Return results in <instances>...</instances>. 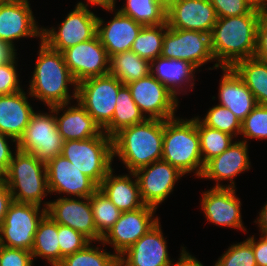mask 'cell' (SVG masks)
<instances>
[{
    "label": "cell",
    "instance_id": "1",
    "mask_svg": "<svg viewBox=\"0 0 267 266\" xmlns=\"http://www.w3.org/2000/svg\"><path fill=\"white\" fill-rule=\"evenodd\" d=\"M267 7L257 5L241 16L218 18L210 34L213 68L232 67L237 61L255 56L257 25Z\"/></svg>",
    "mask_w": 267,
    "mask_h": 266
},
{
    "label": "cell",
    "instance_id": "2",
    "mask_svg": "<svg viewBox=\"0 0 267 266\" xmlns=\"http://www.w3.org/2000/svg\"><path fill=\"white\" fill-rule=\"evenodd\" d=\"M38 58L29 81L31 98L43 102L48 108L77 100V83L72 77L63 54L40 40ZM69 85L73 86L72 95Z\"/></svg>",
    "mask_w": 267,
    "mask_h": 266
},
{
    "label": "cell",
    "instance_id": "3",
    "mask_svg": "<svg viewBox=\"0 0 267 266\" xmlns=\"http://www.w3.org/2000/svg\"><path fill=\"white\" fill-rule=\"evenodd\" d=\"M164 120L145 119L121 129L112 137L113 157L122 161L128 172L162 160Z\"/></svg>",
    "mask_w": 267,
    "mask_h": 266
},
{
    "label": "cell",
    "instance_id": "4",
    "mask_svg": "<svg viewBox=\"0 0 267 266\" xmlns=\"http://www.w3.org/2000/svg\"><path fill=\"white\" fill-rule=\"evenodd\" d=\"M162 160L169 162L184 175L193 172L200 179L204 163L200 152L196 117H174L164 120Z\"/></svg>",
    "mask_w": 267,
    "mask_h": 266
},
{
    "label": "cell",
    "instance_id": "5",
    "mask_svg": "<svg viewBox=\"0 0 267 266\" xmlns=\"http://www.w3.org/2000/svg\"><path fill=\"white\" fill-rule=\"evenodd\" d=\"M3 181L12 195L13 201L41 203L50 192L48 188L46 164L38 161L34 155L24 153L15 147V153Z\"/></svg>",
    "mask_w": 267,
    "mask_h": 266
},
{
    "label": "cell",
    "instance_id": "6",
    "mask_svg": "<svg viewBox=\"0 0 267 266\" xmlns=\"http://www.w3.org/2000/svg\"><path fill=\"white\" fill-rule=\"evenodd\" d=\"M61 154L98 186L113 169V141L104 132L85 140L64 141Z\"/></svg>",
    "mask_w": 267,
    "mask_h": 266
},
{
    "label": "cell",
    "instance_id": "7",
    "mask_svg": "<svg viewBox=\"0 0 267 266\" xmlns=\"http://www.w3.org/2000/svg\"><path fill=\"white\" fill-rule=\"evenodd\" d=\"M48 109L49 113L32 114L29 124L17 142L18 150L34 155L38 161L45 164L62 153L64 143L54 111Z\"/></svg>",
    "mask_w": 267,
    "mask_h": 266
},
{
    "label": "cell",
    "instance_id": "8",
    "mask_svg": "<svg viewBox=\"0 0 267 266\" xmlns=\"http://www.w3.org/2000/svg\"><path fill=\"white\" fill-rule=\"evenodd\" d=\"M45 215L44 206L12 201L0 224V245L31 251L38 224Z\"/></svg>",
    "mask_w": 267,
    "mask_h": 266
},
{
    "label": "cell",
    "instance_id": "9",
    "mask_svg": "<svg viewBox=\"0 0 267 266\" xmlns=\"http://www.w3.org/2000/svg\"><path fill=\"white\" fill-rule=\"evenodd\" d=\"M123 85L110 73L77 84V100L103 130L114 114L116 97Z\"/></svg>",
    "mask_w": 267,
    "mask_h": 266
},
{
    "label": "cell",
    "instance_id": "10",
    "mask_svg": "<svg viewBox=\"0 0 267 266\" xmlns=\"http://www.w3.org/2000/svg\"><path fill=\"white\" fill-rule=\"evenodd\" d=\"M98 16L85 7L75 6L59 27H42V41L50 48L63 52L97 35Z\"/></svg>",
    "mask_w": 267,
    "mask_h": 266
},
{
    "label": "cell",
    "instance_id": "11",
    "mask_svg": "<svg viewBox=\"0 0 267 266\" xmlns=\"http://www.w3.org/2000/svg\"><path fill=\"white\" fill-rule=\"evenodd\" d=\"M126 85L146 119L167 120L176 117L179 99L151 73Z\"/></svg>",
    "mask_w": 267,
    "mask_h": 266
},
{
    "label": "cell",
    "instance_id": "12",
    "mask_svg": "<svg viewBox=\"0 0 267 266\" xmlns=\"http://www.w3.org/2000/svg\"><path fill=\"white\" fill-rule=\"evenodd\" d=\"M161 56L184 60L197 70L208 62H214L210 34L168 27L163 39Z\"/></svg>",
    "mask_w": 267,
    "mask_h": 266
},
{
    "label": "cell",
    "instance_id": "13",
    "mask_svg": "<svg viewBox=\"0 0 267 266\" xmlns=\"http://www.w3.org/2000/svg\"><path fill=\"white\" fill-rule=\"evenodd\" d=\"M45 202V203H44ZM46 214L59 225L69 226L94 243L102 241L98 234L90 203V197H58L55 201H44Z\"/></svg>",
    "mask_w": 267,
    "mask_h": 266
},
{
    "label": "cell",
    "instance_id": "14",
    "mask_svg": "<svg viewBox=\"0 0 267 266\" xmlns=\"http://www.w3.org/2000/svg\"><path fill=\"white\" fill-rule=\"evenodd\" d=\"M155 213L156 209L147 205L122 212L100 243L103 247L112 245L114 253L119 257L159 221L160 217L154 216Z\"/></svg>",
    "mask_w": 267,
    "mask_h": 266
},
{
    "label": "cell",
    "instance_id": "15",
    "mask_svg": "<svg viewBox=\"0 0 267 266\" xmlns=\"http://www.w3.org/2000/svg\"><path fill=\"white\" fill-rule=\"evenodd\" d=\"M64 61L78 84L83 80L109 73L110 57L96 35L94 38L65 49Z\"/></svg>",
    "mask_w": 267,
    "mask_h": 266
},
{
    "label": "cell",
    "instance_id": "16",
    "mask_svg": "<svg viewBox=\"0 0 267 266\" xmlns=\"http://www.w3.org/2000/svg\"><path fill=\"white\" fill-rule=\"evenodd\" d=\"M144 205L155 209L174 191V186L184 174L164 160L154 161L134 172Z\"/></svg>",
    "mask_w": 267,
    "mask_h": 266
},
{
    "label": "cell",
    "instance_id": "17",
    "mask_svg": "<svg viewBox=\"0 0 267 266\" xmlns=\"http://www.w3.org/2000/svg\"><path fill=\"white\" fill-rule=\"evenodd\" d=\"M50 194H66L67 197H90L99 186L83 174L62 154L46 164ZM69 195V196H68Z\"/></svg>",
    "mask_w": 267,
    "mask_h": 266
},
{
    "label": "cell",
    "instance_id": "18",
    "mask_svg": "<svg viewBox=\"0 0 267 266\" xmlns=\"http://www.w3.org/2000/svg\"><path fill=\"white\" fill-rule=\"evenodd\" d=\"M30 1L0 2V40L15 48L20 38H40V28L29 4Z\"/></svg>",
    "mask_w": 267,
    "mask_h": 266
},
{
    "label": "cell",
    "instance_id": "19",
    "mask_svg": "<svg viewBox=\"0 0 267 266\" xmlns=\"http://www.w3.org/2000/svg\"><path fill=\"white\" fill-rule=\"evenodd\" d=\"M237 188H210L202 193L201 209L210 223L244 232L241 215V201L236 195Z\"/></svg>",
    "mask_w": 267,
    "mask_h": 266
},
{
    "label": "cell",
    "instance_id": "20",
    "mask_svg": "<svg viewBox=\"0 0 267 266\" xmlns=\"http://www.w3.org/2000/svg\"><path fill=\"white\" fill-rule=\"evenodd\" d=\"M248 153V141H234L232 145L217 157L209 160L205 165L200 178L215 180L214 188H235V177L248 172L251 168ZM229 181V185L220 184Z\"/></svg>",
    "mask_w": 267,
    "mask_h": 266
},
{
    "label": "cell",
    "instance_id": "21",
    "mask_svg": "<svg viewBox=\"0 0 267 266\" xmlns=\"http://www.w3.org/2000/svg\"><path fill=\"white\" fill-rule=\"evenodd\" d=\"M160 220L119 256L121 266H174Z\"/></svg>",
    "mask_w": 267,
    "mask_h": 266
},
{
    "label": "cell",
    "instance_id": "22",
    "mask_svg": "<svg viewBox=\"0 0 267 266\" xmlns=\"http://www.w3.org/2000/svg\"><path fill=\"white\" fill-rule=\"evenodd\" d=\"M217 19L209 0H178L166 9V23L175 29L211 34Z\"/></svg>",
    "mask_w": 267,
    "mask_h": 266
},
{
    "label": "cell",
    "instance_id": "23",
    "mask_svg": "<svg viewBox=\"0 0 267 266\" xmlns=\"http://www.w3.org/2000/svg\"><path fill=\"white\" fill-rule=\"evenodd\" d=\"M114 17L105 23L98 17L97 35L108 56L131 50L132 44L143 25L115 9ZM105 23V24H104Z\"/></svg>",
    "mask_w": 267,
    "mask_h": 266
},
{
    "label": "cell",
    "instance_id": "24",
    "mask_svg": "<svg viewBox=\"0 0 267 266\" xmlns=\"http://www.w3.org/2000/svg\"><path fill=\"white\" fill-rule=\"evenodd\" d=\"M76 101L77 104L72 106L71 103H66L50 107L54 111L61 137L64 141H69L85 140L99 136L103 130L87 113L78 100Z\"/></svg>",
    "mask_w": 267,
    "mask_h": 266
},
{
    "label": "cell",
    "instance_id": "25",
    "mask_svg": "<svg viewBox=\"0 0 267 266\" xmlns=\"http://www.w3.org/2000/svg\"><path fill=\"white\" fill-rule=\"evenodd\" d=\"M219 83V105L231 110L242 122L258 105L255 96L231 67H223Z\"/></svg>",
    "mask_w": 267,
    "mask_h": 266
},
{
    "label": "cell",
    "instance_id": "26",
    "mask_svg": "<svg viewBox=\"0 0 267 266\" xmlns=\"http://www.w3.org/2000/svg\"><path fill=\"white\" fill-rule=\"evenodd\" d=\"M27 94L21 90L9 95H0V133L16 142L23 135L30 117L35 112L28 101L30 94Z\"/></svg>",
    "mask_w": 267,
    "mask_h": 266
},
{
    "label": "cell",
    "instance_id": "27",
    "mask_svg": "<svg viewBox=\"0 0 267 266\" xmlns=\"http://www.w3.org/2000/svg\"><path fill=\"white\" fill-rule=\"evenodd\" d=\"M196 69L194 65L187 61L162 56L157 57L150 63V73L165 85L176 98L181 92L187 93V88H189V92L194 88L196 81L194 73L198 71Z\"/></svg>",
    "mask_w": 267,
    "mask_h": 266
},
{
    "label": "cell",
    "instance_id": "28",
    "mask_svg": "<svg viewBox=\"0 0 267 266\" xmlns=\"http://www.w3.org/2000/svg\"><path fill=\"white\" fill-rule=\"evenodd\" d=\"M112 169L99 185L112 203L122 212L132 211L144 206L140 196L139 183L135 173L114 175ZM135 179L133 180L132 178Z\"/></svg>",
    "mask_w": 267,
    "mask_h": 266
},
{
    "label": "cell",
    "instance_id": "29",
    "mask_svg": "<svg viewBox=\"0 0 267 266\" xmlns=\"http://www.w3.org/2000/svg\"><path fill=\"white\" fill-rule=\"evenodd\" d=\"M31 253L33 259L41 257L51 266H57L60 263L58 223L47 214L38 224Z\"/></svg>",
    "mask_w": 267,
    "mask_h": 266
},
{
    "label": "cell",
    "instance_id": "30",
    "mask_svg": "<svg viewBox=\"0 0 267 266\" xmlns=\"http://www.w3.org/2000/svg\"><path fill=\"white\" fill-rule=\"evenodd\" d=\"M146 119L134 102L127 85L119 88L112 121L103 132L113 137L121 129L143 122Z\"/></svg>",
    "mask_w": 267,
    "mask_h": 266
},
{
    "label": "cell",
    "instance_id": "31",
    "mask_svg": "<svg viewBox=\"0 0 267 266\" xmlns=\"http://www.w3.org/2000/svg\"><path fill=\"white\" fill-rule=\"evenodd\" d=\"M231 68L253 93L257 103L267 106V64L252 57L237 61Z\"/></svg>",
    "mask_w": 267,
    "mask_h": 266
},
{
    "label": "cell",
    "instance_id": "32",
    "mask_svg": "<svg viewBox=\"0 0 267 266\" xmlns=\"http://www.w3.org/2000/svg\"><path fill=\"white\" fill-rule=\"evenodd\" d=\"M109 73L126 85L150 74V62L131 50L124 51L110 58Z\"/></svg>",
    "mask_w": 267,
    "mask_h": 266
},
{
    "label": "cell",
    "instance_id": "33",
    "mask_svg": "<svg viewBox=\"0 0 267 266\" xmlns=\"http://www.w3.org/2000/svg\"><path fill=\"white\" fill-rule=\"evenodd\" d=\"M118 10L143 26H157L166 22V8L157 0H126V4Z\"/></svg>",
    "mask_w": 267,
    "mask_h": 266
},
{
    "label": "cell",
    "instance_id": "34",
    "mask_svg": "<svg viewBox=\"0 0 267 266\" xmlns=\"http://www.w3.org/2000/svg\"><path fill=\"white\" fill-rule=\"evenodd\" d=\"M167 23L157 26H143L134 40L131 51L150 63L161 56Z\"/></svg>",
    "mask_w": 267,
    "mask_h": 266
},
{
    "label": "cell",
    "instance_id": "35",
    "mask_svg": "<svg viewBox=\"0 0 267 266\" xmlns=\"http://www.w3.org/2000/svg\"><path fill=\"white\" fill-rule=\"evenodd\" d=\"M196 126L200 139V152L204 165L217 157L234 142V136L204 125L196 116Z\"/></svg>",
    "mask_w": 267,
    "mask_h": 266
},
{
    "label": "cell",
    "instance_id": "36",
    "mask_svg": "<svg viewBox=\"0 0 267 266\" xmlns=\"http://www.w3.org/2000/svg\"><path fill=\"white\" fill-rule=\"evenodd\" d=\"M90 203L95 228L103 238L119 219L122 211L99 189L90 196Z\"/></svg>",
    "mask_w": 267,
    "mask_h": 266
},
{
    "label": "cell",
    "instance_id": "37",
    "mask_svg": "<svg viewBox=\"0 0 267 266\" xmlns=\"http://www.w3.org/2000/svg\"><path fill=\"white\" fill-rule=\"evenodd\" d=\"M90 242L84 249L65 256L57 266H117L119 257L101 247L91 246Z\"/></svg>",
    "mask_w": 267,
    "mask_h": 266
},
{
    "label": "cell",
    "instance_id": "38",
    "mask_svg": "<svg viewBox=\"0 0 267 266\" xmlns=\"http://www.w3.org/2000/svg\"><path fill=\"white\" fill-rule=\"evenodd\" d=\"M199 120L207 127L226 132L237 138L241 132V121L228 108L219 104L209 108L207 114Z\"/></svg>",
    "mask_w": 267,
    "mask_h": 266
},
{
    "label": "cell",
    "instance_id": "39",
    "mask_svg": "<svg viewBox=\"0 0 267 266\" xmlns=\"http://www.w3.org/2000/svg\"><path fill=\"white\" fill-rule=\"evenodd\" d=\"M216 266H257L252 247V236L240 243L229 246L215 262Z\"/></svg>",
    "mask_w": 267,
    "mask_h": 266
},
{
    "label": "cell",
    "instance_id": "40",
    "mask_svg": "<svg viewBox=\"0 0 267 266\" xmlns=\"http://www.w3.org/2000/svg\"><path fill=\"white\" fill-rule=\"evenodd\" d=\"M243 140L267 139V106L257 105L241 122ZM246 139V140H245Z\"/></svg>",
    "mask_w": 267,
    "mask_h": 266
},
{
    "label": "cell",
    "instance_id": "41",
    "mask_svg": "<svg viewBox=\"0 0 267 266\" xmlns=\"http://www.w3.org/2000/svg\"><path fill=\"white\" fill-rule=\"evenodd\" d=\"M60 262L70 254L84 249L91 241L69 226L58 224Z\"/></svg>",
    "mask_w": 267,
    "mask_h": 266
},
{
    "label": "cell",
    "instance_id": "42",
    "mask_svg": "<svg viewBox=\"0 0 267 266\" xmlns=\"http://www.w3.org/2000/svg\"><path fill=\"white\" fill-rule=\"evenodd\" d=\"M218 18L250 13L258 4L254 0H209Z\"/></svg>",
    "mask_w": 267,
    "mask_h": 266
},
{
    "label": "cell",
    "instance_id": "43",
    "mask_svg": "<svg viewBox=\"0 0 267 266\" xmlns=\"http://www.w3.org/2000/svg\"><path fill=\"white\" fill-rule=\"evenodd\" d=\"M17 55L4 64H0V95H9L22 89L17 71Z\"/></svg>",
    "mask_w": 267,
    "mask_h": 266
},
{
    "label": "cell",
    "instance_id": "44",
    "mask_svg": "<svg viewBox=\"0 0 267 266\" xmlns=\"http://www.w3.org/2000/svg\"><path fill=\"white\" fill-rule=\"evenodd\" d=\"M31 251L0 245V266H33Z\"/></svg>",
    "mask_w": 267,
    "mask_h": 266
},
{
    "label": "cell",
    "instance_id": "45",
    "mask_svg": "<svg viewBox=\"0 0 267 266\" xmlns=\"http://www.w3.org/2000/svg\"><path fill=\"white\" fill-rule=\"evenodd\" d=\"M254 57L267 64V10L262 14L257 25L256 50Z\"/></svg>",
    "mask_w": 267,
    "mask_h": 266
},
{
    "label": "cell",
    "instance_id": "46",
    "mask_svg": "<svg viewBox=\"0 0 267 266\" xmlns=\"http://www.w3.org/2000/svg\"><path fill=\"white\" fill-rule=\"evenodd\" d=\"M10 140L12 145L15 143L14 147H17V142L13 138L0 133V173L2 175L8 170L13 154L15 153L12 152L14 150L9 145Z\"/></svg>",
    "mask_w": 267,
    "mask_h": 266
},
{
    "label": "cell",
    "instance_id": "47",
    "mask_svg": "<svg viewBox=\"0 0 267 266\" xmlns=\"http://www.w3.org/2000/svg\"><path fill=\"white\" fill-rule=\"evenodd\" d=\"M252 247L257 266H267V235H261L257 241L253 235Z\"/></svg>",
    "mask_w": 267,
    "mask_h": 266
},
{
    "label": "cell",
    "instance_id": "48",
    "mask_svg": "<svg viewBox=\"0 0 267 266\" xmlns=\"http://www.w3.org/2000/svg\"><path fill=\"white\" fill-rule=\"evenodd\" d=\"M13 201L9 188L4 181L0 182V224L3 222L10 203Z\"/></svg>",
    "mask_w": 267,
    "mask_h": 266
},
{
    "label": "cell",
    "instance_id": "49",
    "mask_svg": "<svg viewBox=\"0 0 267 266\" xmlns=\"http://www.w3.org/2000/svg\"><path fill=\"white\" fill-rule=\"evenodd\" d=\"M180 250V257L177 262H175L174 266H204L196 257L186 251L185 247H181Z\"/></svg>",
    "mask_w": 267,
    "mask_h": 266
},
{
    "label": "cell",
    "instance_id": "50",
    "mask_svg": "<svg viewBox=\"0 0 267 266\" xmlns=\"http://www.w3.org/2000/svg\"><path fill=\"white\" fill-rule=\"evenodd\" d=\"M86 2L83 3L79 1L75 6L89 8L88 4L90 3L93 6L95 5L100 6L105 11H108V12L110 11L111 13L115 11V7H116L115 4L117 3L116 0H87Z\"/></svg>",
    "mask_w": 267,
    "mask_h": 266
},
{
    "label": "cell",
    "instance_id": "51",
    "mask_svg": "<svg viewBox=\"0 0 267 266\" xmlns=\"http://www.w3.org/2000/svg\"><path fill=\"white\" fill-rule=\"evenodd\" d=\"M16 51V48L0 40V64L11 61L17 55Z\"/></svg>",
    "mask_w": 267,
    "mask_h": 266
},
{
    "label": "cell",
    "instance_id": "52",
    "mask_svg": "<svg viewBox=\"0 0 267 266\" xmlns=\"http://www.w3.org/2000/svg\"><path fill=\"white\" fill-rule=\"evenodd\" d=\"M254 223L258 224V227L260 228L259 232L261 235H267V201L264 204L263 208L259 212V216L256 218Z\"/></svg>",
    "mask_w": 267,
    "mask_h": 266
},
{
    "label": "cell",
    "instance_id": "53",
    "mask_svg": "<svg viewBox=\"0 0 267 266\" xmlns=\"http://www.w3.org/2000/svg\"><path fill=\"white\" fill-rule=\"evenodd\" d=\"M157 1L167 9L171 4L175 3L178 0H157Z\"/></svg>",
    "mask_w": 267,
    "mask_h": 266
},
{
    "label": "cell",
    "instance_id": "54",
    "mask_svg": "<svg viewBox=\"0 0 267 266\" xmlns=\"http://www.w3.org/2000/svg\"><path fill=\"white\" fill-rule=\"evenodd\" d=\"M257 4L267 7V0H254Z\"/></svg>",
    "mask_w": 267,
    "mask_h": 266
},
{
    "label": "cell",
    "instance_id": "55",
    "mask_svg": "<svg viewBox=\"0 0 267 266\" xmlns=\"http://www.w3.org/2000/svg\"><path fill=\"white\" fill-rule=\"evenodd\" d=\"M5 1H29V0H0V2H5Z\"/></svg>",
    "mask_w": 267,
    "mask_h": 266
},
{
    "label": "cell",
    "instance_id": "56",
    "mask_svg": "<svg viewBox=\"0 0 267 266\" xmlns=\"http://www.w3.org/2000/svg\"><path fill=\"white\" fill-rule=\"evenodd\" d=\"M3 181V175L0 173V182Z\"/></svg>",
    "mask_w": 267,
    "mask_h": 266
}]
</instances>
